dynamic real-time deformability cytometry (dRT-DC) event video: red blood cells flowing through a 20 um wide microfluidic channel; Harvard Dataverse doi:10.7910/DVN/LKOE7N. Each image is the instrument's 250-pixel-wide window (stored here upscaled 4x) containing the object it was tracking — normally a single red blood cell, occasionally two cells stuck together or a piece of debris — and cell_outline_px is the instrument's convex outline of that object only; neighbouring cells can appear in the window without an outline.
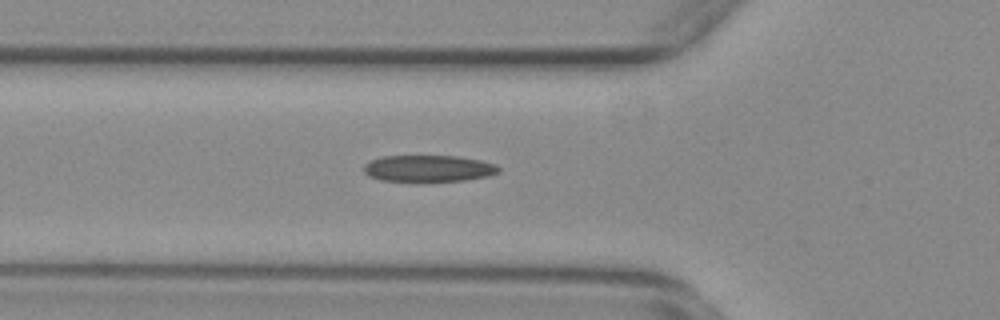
{"species": "common noctule bat (a hibernating species)", "species_latin": "Nyctalus noctula", "temperature_condition": "warm", "stored_images_in_passage": 38, "camera_frame_rate_fps": 3000, "um_per_image_px": 0.085, "animal": {"sex": "female", "body_mass_g": 29.2, "forearm_length_mm": 56.3}, "frame": {"image": 1, "passage_image": 8, "time_ms": 2.333, "image_size_px": [1000, 320], "cell_outline_px": [[500, 172], [488, 176], [464, 180], [380, 180], [368, 176], [364, 172], [364, 164], [372, 160], [384, 156], [460, 156], [480, 160], [496, 164], [500, 168]], "centroid_in_image_um": [36.45, 14.3], "position_along_channel_um": 89.4, "area_um2": 20.58}}
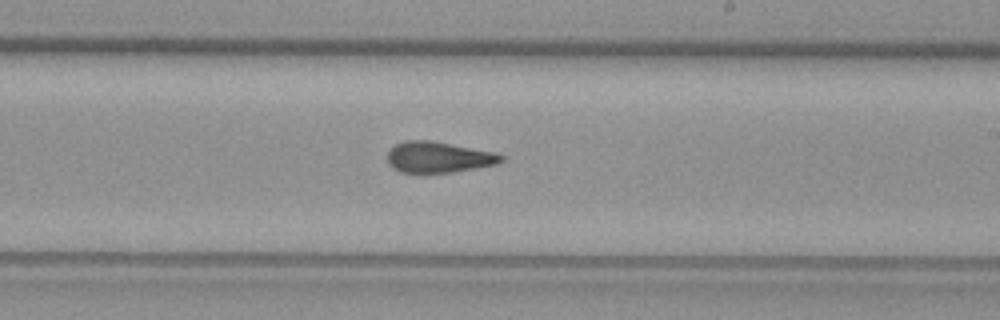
{"frame": {"image": 2, "passage_image": 21, "time_ms": 6.667, "image_size_px": [1000, 320], "cell_outline_px": [[504, 160], [496, 164], [452, 172], [400, 172], [392, 168], [388, 164], [388, 152], [396, 144], [404, 140], [428, 140], [496, 152], [504, 156]], "centroid_in_image_um": [37.27, 13.35], "position_along_channel_um": 251.7, "area_um2": 20.35}}
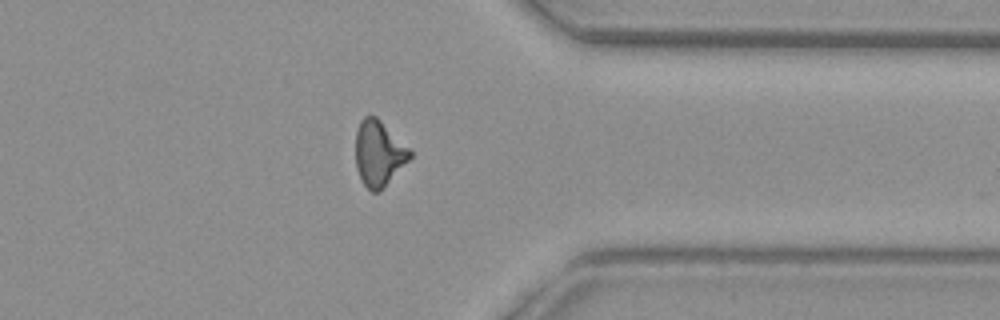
{"frame": {"image": 3, "passage_image": 32, "time_ms": 10.333, "image_size_px": [1000, 320], "cell_outline_px": [[412, 156], [384, 188], [380, 192], [372, 192], [364, 184], [356, 168], [356, 132], [360, 120], [364, 116], [376, 116], [412, 152]], "centroid_in_image_um": [32.18, 13.05], "position_along_channel_um": 379.2, "area_um2": 20.46}}